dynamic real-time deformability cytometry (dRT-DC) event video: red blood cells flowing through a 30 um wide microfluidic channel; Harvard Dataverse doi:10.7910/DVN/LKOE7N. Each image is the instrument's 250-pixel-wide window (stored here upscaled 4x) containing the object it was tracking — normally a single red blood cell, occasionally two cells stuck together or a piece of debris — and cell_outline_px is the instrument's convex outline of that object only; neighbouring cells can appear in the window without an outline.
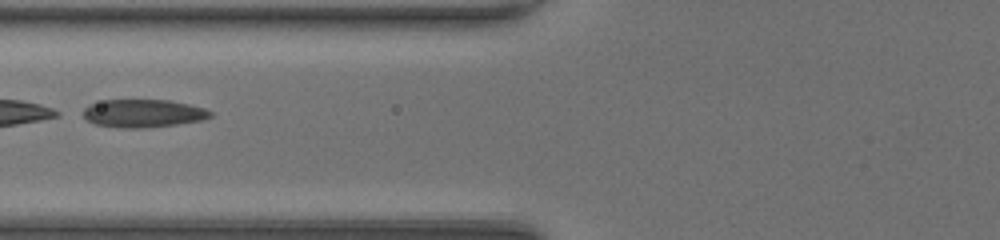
{"species": "common noctule bat (a hibernating species)", "species_latin": "Nyctalus noctula", "temperature_condition": "room temperature", "stored_images_in_passage": 27, "camera_frame_rate_fps": 3000, "um_per_image_px": 0.085, "animal": {"sex": "female", "body_mass_g": 20.0, "forearm_length_mm": 54.0}, "frame": {"image": 1, "passage_image": 23, "time_ms": 7.333, "image_size_px": [1000, 240], "cell_outline_px": [[212, 116], [204, 120], [176, 124], [144, 128], [120, 128], [96, 124], [88, 120], [84, 116], [84, 108], [88, 104], [104, 100], [168, 100], [188, 104], [204, 108], [212, 112]], "centroid_in_image_um": [12.18, 9.63], "position_along_channel_um": 113.6, "area_um2": 20.69}}